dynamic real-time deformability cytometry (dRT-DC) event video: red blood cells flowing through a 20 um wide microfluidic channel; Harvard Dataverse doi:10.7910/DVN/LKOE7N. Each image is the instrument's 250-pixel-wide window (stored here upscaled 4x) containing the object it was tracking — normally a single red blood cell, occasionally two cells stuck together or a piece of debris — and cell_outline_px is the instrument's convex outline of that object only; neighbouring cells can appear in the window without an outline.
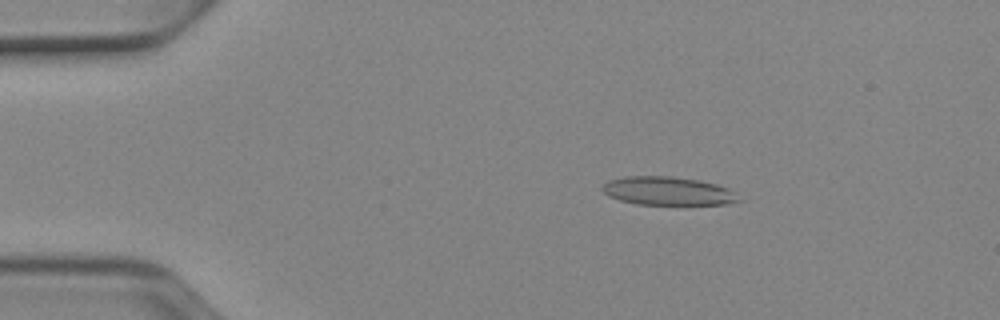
{"species": "Egyptian fruit bat (a non-hibernating species)", "species_latin": "Rousettus aegyptiacus", "temperature_condition": "cold", "stored_images_in_passage": 52, "camera_frame_rate_fps": 3000, "um_per_image_px": 0.085, "animal": {"sex": "female"}, "frame": {"image": 1, "passage_image": 9, "time_ms": 2.667, "image_size_px": [1000, 320], "cell_outline_px": [[744, 200], [724, 204], [636, 204], [620, 200], [608, 196], [600, 188], [608, 180], [624, 176], [672, 176], [700, 180], [716, 184], [728, 188], [736, 192]], "centroid_in_image_um": [56.79, 16.23], "position_along_channel_um": 28.2, "area_um2": 22.77}}
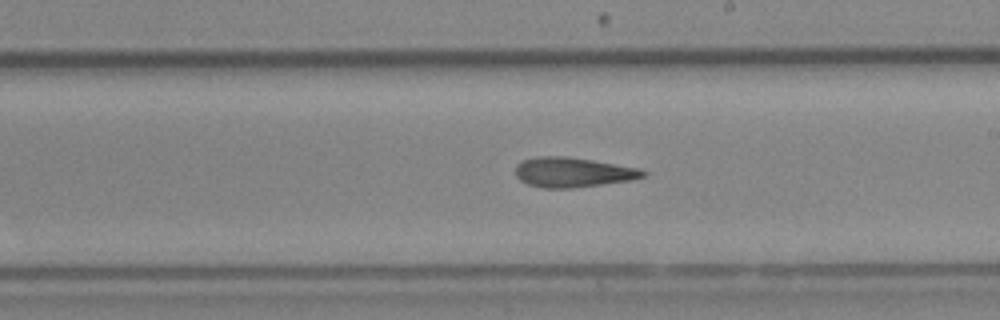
{"frame": {"image": 2, "passage_image": 30, "time_ms": 9.667, "image_size_px": [1000, 320], "cell_outline_px": [[648, 176], [632, 180], [572, 188], [544, 188], [528, 184], [520, 180], [516, 176], [516, 164], [524, 160], [540, 156], [564, 156], [592, 160], [640, 168], [648, 172]], "centroid_in_image_um": [48.74, 14.65], "position_along_channel_um": 240.3, "area_um2": 22.2}}
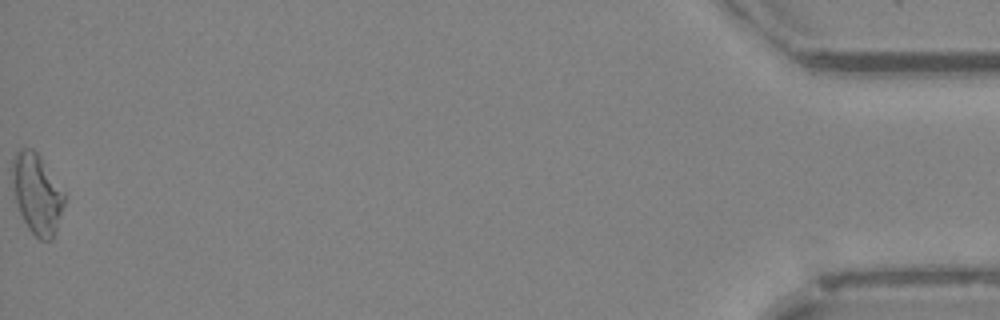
{"frame": {"image": 3, "passage_image": 52, "time_ms": 17.0, "image_size_px": [1000, 320], "cell_outline_px": [[64, 204], [52, 240], [40, 240], [28, 228], [20, 212], [16, 200], [12, 180], [12, 156], [20, 148], [32, 148], [40, 156], [64, 192]], "centroid_in_image_um": [3.12, 16.44], "position_along_channel_um": 432.1, "area_um2": 23.93}, "authors_computed_cell_mechanics": {"area_um2": 22.5131, "velocity_mm_per_s": 3.9221, "shape_relaxation_time_tau1_ms": null, "shape_relaxation_time_tau2_ms": 5.1381, "deformation_change_tau1": null, "deformation_change_tau2": 0.1685}}